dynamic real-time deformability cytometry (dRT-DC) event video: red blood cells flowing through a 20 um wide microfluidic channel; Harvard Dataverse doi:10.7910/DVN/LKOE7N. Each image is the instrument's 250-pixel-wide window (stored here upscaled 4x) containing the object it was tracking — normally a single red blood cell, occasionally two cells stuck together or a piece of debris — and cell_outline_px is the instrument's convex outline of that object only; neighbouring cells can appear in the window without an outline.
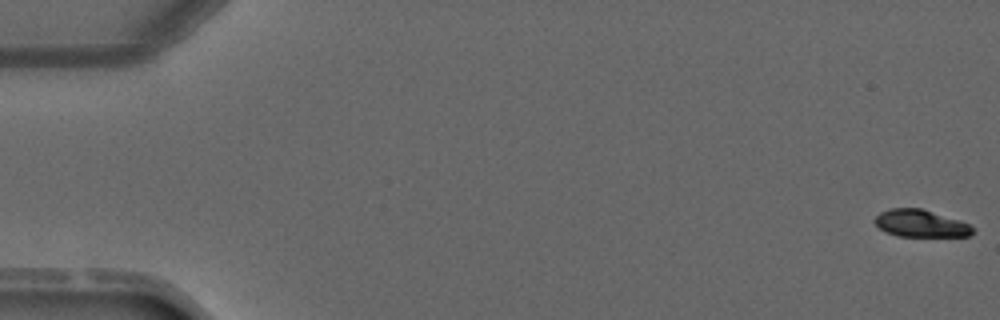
{"species": "common noctule bat (a hibernating species)", "species_latin": "Nyctalus noctula", "temperature_condition": "warm", "stored_images_in_passage": 4, "camera_frame_rate_fps": 3000, "um_per_image_px": 0.085, "animal": {"sex": "male", "forearm_length_mm": 52.5}, "frame": {"image": 1, "passage_image": 1, "time_ms": 0.0, "image_size_px": [1000, 320], "cell_outline_px": [[976, 228], [968, 236], [896, 236], [880, 228], [872, 220], [880, 212], [892, 208], [920, 208], [960, 220]], "centroid_in_image_um": [78.25, 18.99], "position_along_channel_um": 6.7, "area_um2": 15.43}}